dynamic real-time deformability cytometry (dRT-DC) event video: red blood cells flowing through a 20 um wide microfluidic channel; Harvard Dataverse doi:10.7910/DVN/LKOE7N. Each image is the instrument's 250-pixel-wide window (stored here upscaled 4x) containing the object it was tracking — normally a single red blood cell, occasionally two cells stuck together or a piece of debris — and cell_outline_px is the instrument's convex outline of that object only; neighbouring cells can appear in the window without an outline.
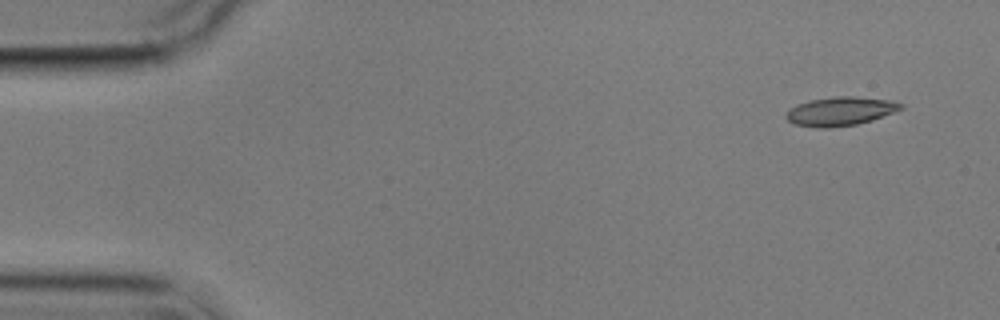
{"species": "common noctule bat (a hibernating species)", "species_latin": "Nyctalus noctula", "temperature_condition": "cold", "stored_images_in_passage": 9, "camera_frame_rate_fps": 3000, "um_per_image_px": 0.085, "animal": {"sex": "male", "body_mass_g": 17.9}, "frame": {"image": 1, "passage_image": 1, "time_ms": 0.0, "image_size_px": [1000, 320], "cell_outline_px": [[904, 108], [872, 120], [856, 124], [828, 128], [816, 128], [796, 124], [788, 120], [784, 116], [788, 108], [796, 104], [808, 100], [836, 96], [856, 96], [888, 100], [904, 104]], "centroid_in_image_um": [71.39, 9.45], "position_along_channel_um": 13.6, "area_um2": 19.36}}
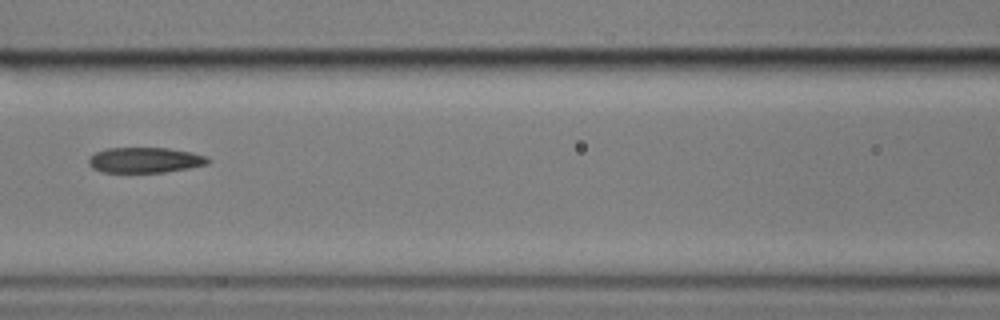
{"frame": {"image": 2, "passage_image": 7, "time_ms": 7.0, "image_size_px": [1000, 320], "cell_outline_px": [[212, 160], [208, 164], [188, 168], [164, 172], [100, 172], [92, 168], [88, 164], [88, 160], [96, 152], [108, 148], [168, 148], [192, 152], [208, 156]], "centroid_in_image_um": [12.36, 13.61], "position_along_channel_um": 154.2, "area_um2": 17.74}}
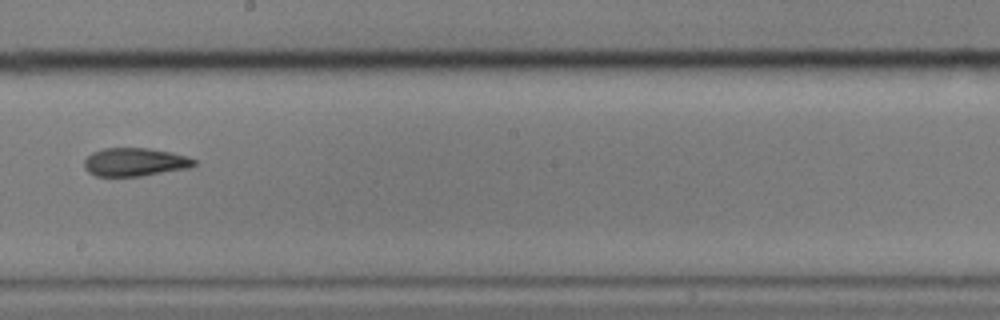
{"frame": {"image": 3, "passage_image": 9, "time_ms": 9.333, "image_size_px": [1000, 320], "cell_outline_px": [[196, 164], [188, 168], [140, 176], [96, 176], [88, 172], [84, 168], [84, 160], [92, 152], [104, 148], [148, 148], [172, 152], [188, 156], [196, 160]], "centroid_in_image_um": [11.46, 13.77], "position_along_channel_um": 236.7, "area_um2": 18.15}}